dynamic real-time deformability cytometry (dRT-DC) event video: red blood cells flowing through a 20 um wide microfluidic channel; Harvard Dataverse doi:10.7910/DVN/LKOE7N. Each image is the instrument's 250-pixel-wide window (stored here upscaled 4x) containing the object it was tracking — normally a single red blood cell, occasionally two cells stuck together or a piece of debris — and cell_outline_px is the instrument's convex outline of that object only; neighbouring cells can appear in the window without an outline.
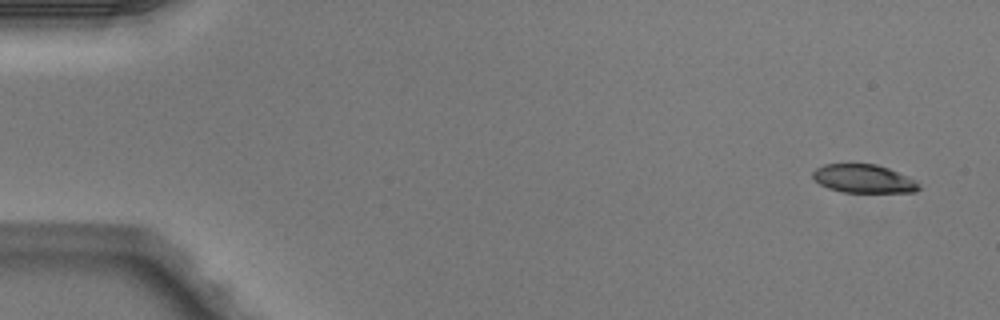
{"species": "Egyptian fruit bat (a non-hibernating species)", "species_latin": "Rousettus aegyptiacus", "temperature_condition": "warm", "stored_images_in_passage": 4, "camera_frame_rate_fps": 3000, "um_per_image_px": 0.085, "animal": {"sex": "male"}, "frame": {"image": 1, "passage_image": 1, "time_ms": 0.0, "image_size_px": [1000, 320], "cell_outline_px": [[920, 188], [916, 192], [844, 192], [828, 188], [820, 184], [812, 176], [812, 172], [816, 168], [824, 164], [876, 164], [888, 168], [916, 180]], "centroid_in_image_um": [73.4, 15.19], "position_along_channel_um": 11.6, "area_um2": 17.46}}
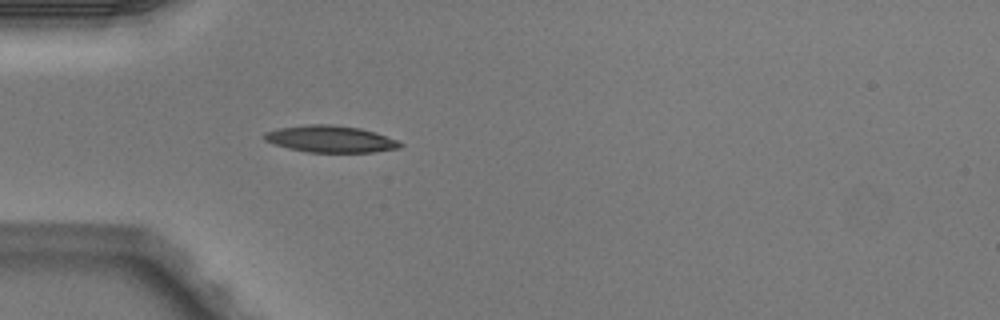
{"frame": {"image": 2, "passage_image": 4, "time_ms": 1.0, "image_size_px": [1000, 320], "cell_outline_px": [[404, 144], [400, 148], [372, 152], [308, 152], [288, 148], [272, 144], [264, 140], [260, 136], [264, 132], [276, 128], [308, 124], [332, 124], [360, 128], [400, 140]], "centroid_in_image_um": [28.05, 11.81], "position_along_channel_um": 57.0, "area_um2": 21.5}}